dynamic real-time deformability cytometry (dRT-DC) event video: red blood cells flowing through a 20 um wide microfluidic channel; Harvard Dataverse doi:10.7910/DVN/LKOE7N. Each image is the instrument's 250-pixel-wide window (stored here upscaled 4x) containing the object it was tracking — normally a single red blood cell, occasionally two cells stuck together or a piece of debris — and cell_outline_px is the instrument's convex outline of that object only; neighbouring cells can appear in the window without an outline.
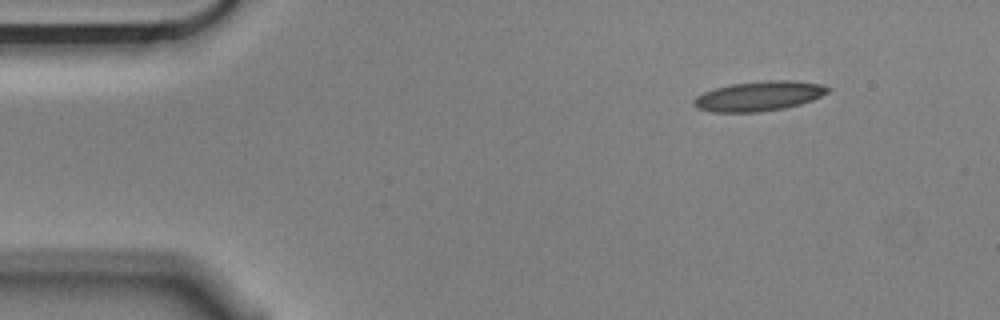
{"species": "Egyptian fruit bat (a non-hibernating species)", "species_latin": "Rousettus aegyptiacus", "temperature_condition": "cold", "stored_images_in_passage": 3, "camera_frame_rate_fps": 3000, "um_per_image_px": 0.085, "animal": {"sex": "male"}, "frame": {"image": 1, "passage_image": 1, "time_ms": 0.0, "image_size_px": [1000, 320], "cell_outline_px": [[832, 88], [828, 92], [812, 100], [800, 104], [784, 108], [760, 112], [712, 112], [696, 108], [692, 104], [692, 100], [696, 96], [704, 92], [716, 88], [732, 84], [768, 80], [788, 80], [820, 84]], "centroid_in_image_um": [64.48, 8.17], "position_along_channel_um": 20.5, "area_um2": 23.18}}